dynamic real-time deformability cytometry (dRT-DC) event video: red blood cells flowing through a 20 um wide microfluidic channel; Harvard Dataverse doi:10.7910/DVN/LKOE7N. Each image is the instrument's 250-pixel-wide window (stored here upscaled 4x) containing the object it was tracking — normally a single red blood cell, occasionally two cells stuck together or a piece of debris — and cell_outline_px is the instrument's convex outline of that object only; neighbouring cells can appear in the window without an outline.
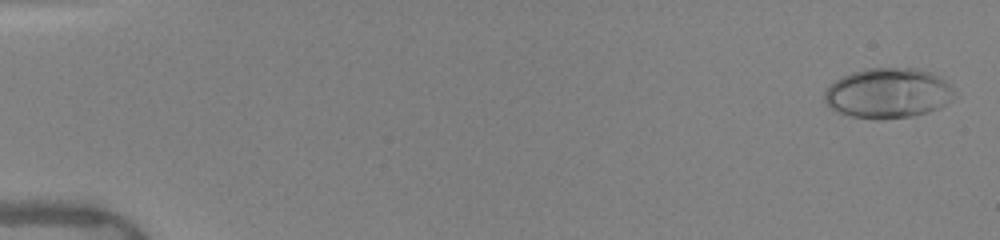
{"species": "human", "species_latin": "Homo sapiens", "temperature_condition": "warm", "stored_images_in_passage": 51, "camera_frame_rate_fps": 3000, "um_per_image_px": 0.085, "donor": {"sex": "female"}, "frame": {"image": 1, "passage_image": 2, "time_ms": 0.333, "image_size_px": [1000, 240], "cell_outline_px": [[956, 88], [944, 104], [940, 108], [928, 112], [912, 116], [876, 120], [852, 116], [840, 112], [824, 104], [824, 92], [840, 76], [864, 68], [916, 68], [940, 76]], "centroid_in_image_um": [75.46, 7.91], "position_along_channel_um": 9.5, "area_um2": 37.92}}
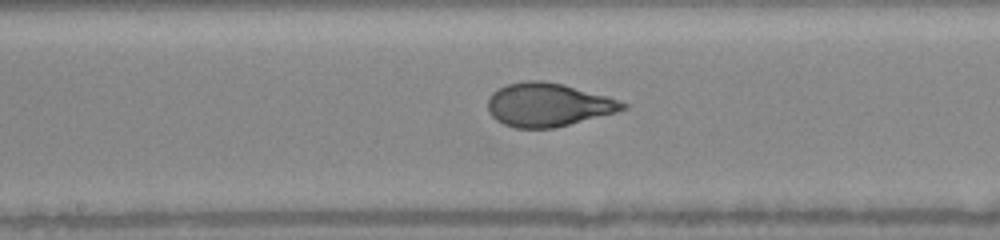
{"frame": {"image": 2, "passage_image": 28, "time_ms": 9.0, "image_size_px": [1000, 240], "cell_outline_px": [[628, 108], [616, 112], [552, 128], [516, 128], [504, 124], [496, 120], [488, 112], [488, 96], [496, 88], [504, 84], [524, 80], [540, 80], [564, 84], [608, 96], [628, 104]], "centroid_in_image_um": [46.54, 8.88], "position_along_channel_um": 201.7, "area_um2": 34.33}}
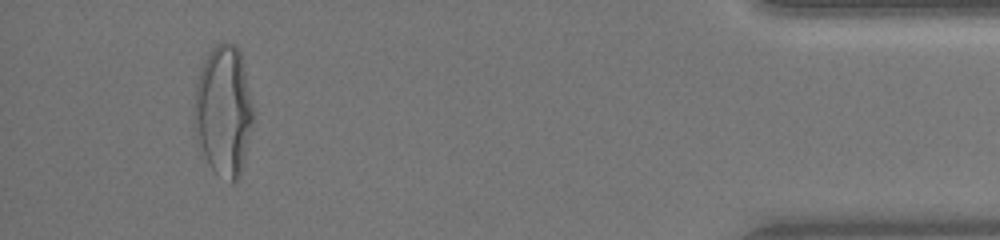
{"frame": {"image": 3, "passage_image": 48, "time_ms": 15.667, "image_size_px": [1000, 240], "cell_outline_px": [[252, 124], [244, 164], [240, 176], [232, 184], [216, 172], [212, 168], [196, 136], [192, 120], [192, 108], [196, 84], [200, 72], [208, 52], [216, 44], [236, 44], [240, 52], [252, 104]], "centroid_in_image_um": [18.98, 9.43], "position_along_channel_um": 416.2, "area_um2": 44.51}, "authors_computed_cell_mechanics": {"area_um2": 34.4488, "velocity_mm_per_s": 4.0486, "shape_relaxation_time_tau1_ms": 4.8527, "shape_relaxation_time_tau2_ms": null, "deformation_change_tau1": 0.2308, "deformation_change_tau2": null}}